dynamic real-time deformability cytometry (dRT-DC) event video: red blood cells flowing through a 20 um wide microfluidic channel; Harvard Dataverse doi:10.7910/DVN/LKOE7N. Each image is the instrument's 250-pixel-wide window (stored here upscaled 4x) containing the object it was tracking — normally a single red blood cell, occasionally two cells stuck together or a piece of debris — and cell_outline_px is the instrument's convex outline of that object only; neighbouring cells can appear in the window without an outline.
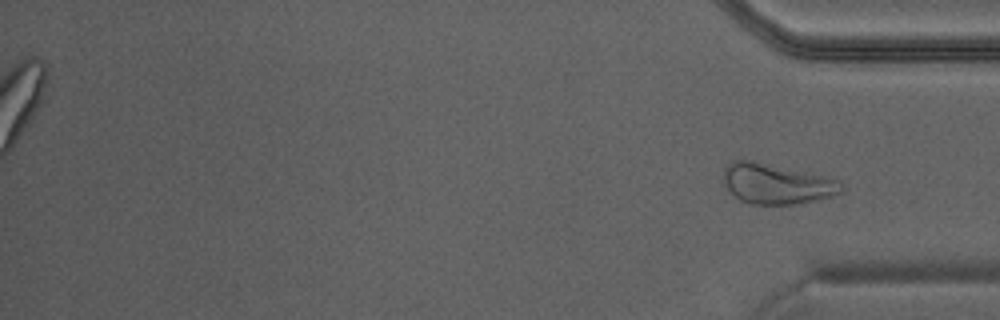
{"species": "Egyptian fruit bat (a non-hibernating species)", "species_latin": "Rousettus aegyptiacus", "temperature_condition": "warm", "stored_images_in_passage": 39, "segment_of_instrument_passage": [2, 2], "camera_frame_rate_fps": 3000, "um_per_image_px": 0.085, "animal": {"sex": "male"}, "frame": {"image": 1, "passage_image": 39, "time_ms": 12.667, "image_size_px": [1000, 320], "cell_outline_px": [[844, 192], [832, 196], [816, 200], [792, 204], [752, 204], [740, 200], [728, 192], [724, 184], [724, 168], [732, 160], [752, 160], [824, 176], [840, 180], [844, 184]], "centroid_in_image_um": [66.01, 15.62], "position_along_channel_um": 369.2, "area_um2": 27.8}}